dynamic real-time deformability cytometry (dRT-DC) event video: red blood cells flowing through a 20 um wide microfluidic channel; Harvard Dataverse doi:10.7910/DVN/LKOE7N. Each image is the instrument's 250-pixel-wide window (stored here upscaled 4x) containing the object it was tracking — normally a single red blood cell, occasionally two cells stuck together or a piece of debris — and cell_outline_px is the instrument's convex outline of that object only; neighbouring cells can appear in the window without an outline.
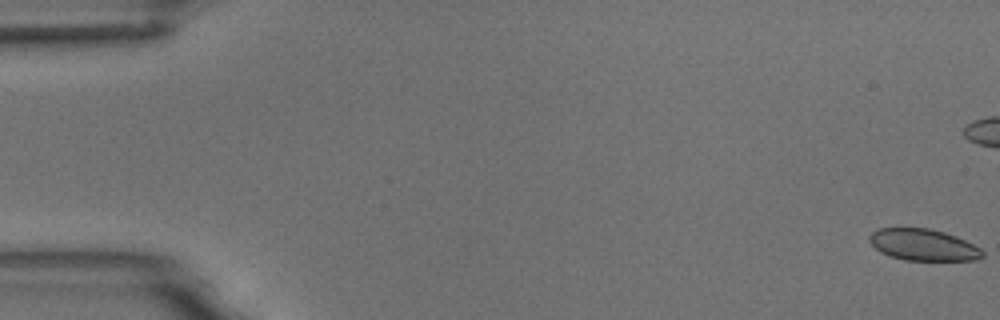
{"species": "common noctule bat (a hibernating species)", "species_latin": "Nyctalus noctula", "temperature_condition": "room temperature", "stored_images_in_passage": 17, "camera_frame_rate_fps": 3000, "um_per_image_px": 0.085, "animal": {"sex": "male", "body_mass_g": 18.8}, "frame": {"image": 1, "passage_image": 1, "time_ms": 0.0, "image_size_px": [1000, 320], "cell_outline_px": [[984, 256], [980, 260], [904, 260], [880, 252], [868, 240], [868, 236], [872, 232], [880, 228], [928, 228], [944, 232], [956, 236], [980, 248], [984, 252]], "centroid_in_image_um": [78.49, 20.81], "position_along_channel_um": 6.5, "area_um2": 20.75}}
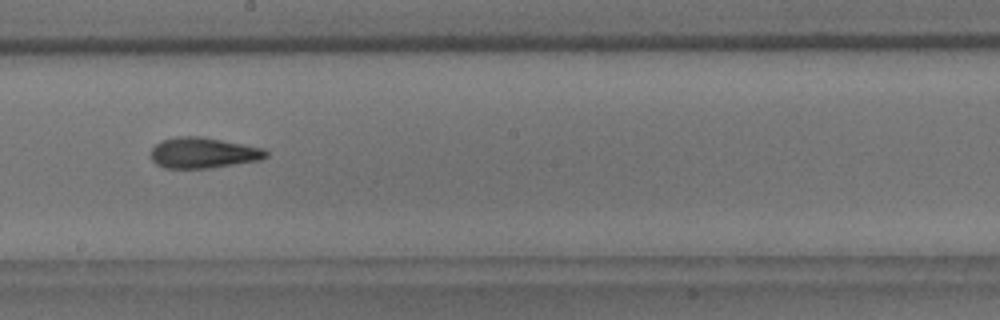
{"frame": {"image": 2, "passage_image": 10, "time_ms": 11.333, "image_size_px": [1000, 320], "cell_outline_px": [[268, 156], [260, 160], [208, 168], [164, 168], [156, 164], [152, 160], [152, 148], [160, 140], [180, 136], [200, 136], [264, 148], [268, 152]], "centroid_in_image_um": [17.27, 12.99], "position_along_channel_um": 230.9, "area_um2": 20.52}}
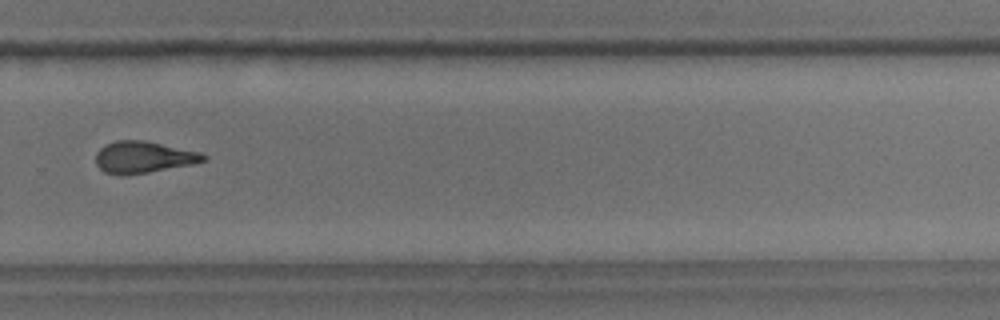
{"frame": {"image": 3, "passage_image": 12, "time_ms": 13.667, "image_size_px": [1000, 320], "cell_outline_px": [[208, 160], [192, 164], [148, 172], [104, 172], [96, 164], [96, 152], [100, 148], [116, 140], [144, 140], [200, 152], [208, 156]], "centroid_in_image_um": [12.25, 13.32], "position_along_channel_um": 317.6, "area_um2": 19.25}, "authors_computed_cell_mechanics": {"area_um2": 20.8658, "velocity_mm_per_s": 3.717, "shape_relaxation_time_tau1_ms": null, "shape_relaxation_time_tau2_ms": 8.3966, "deformation_change_tau1": null, "deformation_change_tau2": 0.13}}